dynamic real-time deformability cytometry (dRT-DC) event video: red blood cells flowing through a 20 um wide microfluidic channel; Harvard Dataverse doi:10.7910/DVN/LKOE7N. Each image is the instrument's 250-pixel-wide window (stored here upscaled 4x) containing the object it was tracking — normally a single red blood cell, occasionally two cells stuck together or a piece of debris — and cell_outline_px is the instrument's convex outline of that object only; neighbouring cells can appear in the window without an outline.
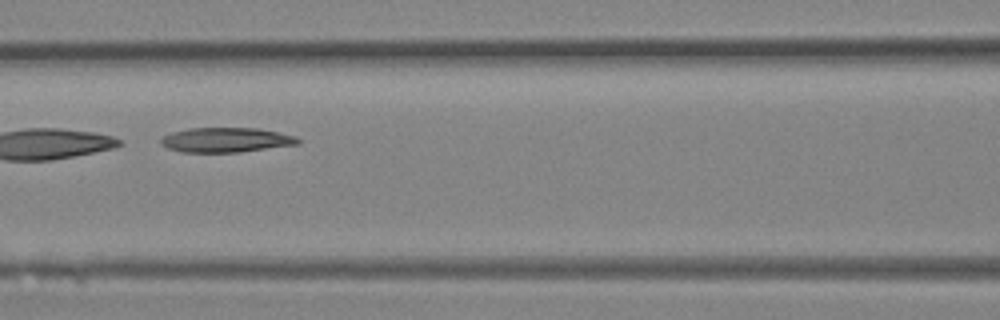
{"species": "Egyptian fruit bat (a non-hibernating species)", "species_latin": "Rousettus aegyptiacus", "temperature_condition": "room temperature", "stored_images_in_passage": 35, "camera_frame_rate_fps": 3000, "um_per_image_px": 0.085, "animal": {"sex": "female"}, "frame": {"image": 1, "passage_image": 16, "time_ms": 5.0, "image_size_px": [1000, 320], "cell_outline_px": [[300, 144], [240, 152], [180, 152], [168, 148], [160, 144], [160, 136], [172, 132], [188, 128], [256, 128], [296, 136], [300, 140]], "centroid_in_image_um": [19.17, 11.89], "position_along_channel_um": 147.4, "area_um2": 19.83}}
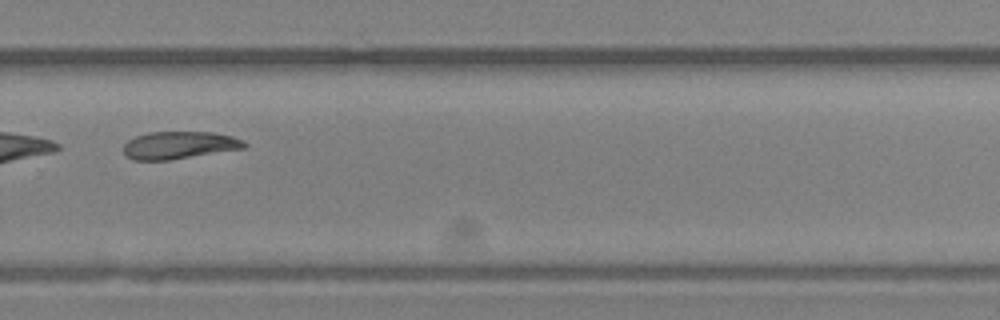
{"frame": {"image": 2, "passage_image": 25, "time_ms": 8.0, "image_size_px": [1000, 320], "cell_outline_px": [[248, 144], [244, 148], [168, 160], [132, 160], [124, 156], [124, 144], [128, 140], [136, 136], [148, 132], [212, 132], [232, 136], [244, 140]], "centroid_in_image_um": [15.21, 12.34], "position_along_channel_um": 314.6, "area_um2": 19.36}}